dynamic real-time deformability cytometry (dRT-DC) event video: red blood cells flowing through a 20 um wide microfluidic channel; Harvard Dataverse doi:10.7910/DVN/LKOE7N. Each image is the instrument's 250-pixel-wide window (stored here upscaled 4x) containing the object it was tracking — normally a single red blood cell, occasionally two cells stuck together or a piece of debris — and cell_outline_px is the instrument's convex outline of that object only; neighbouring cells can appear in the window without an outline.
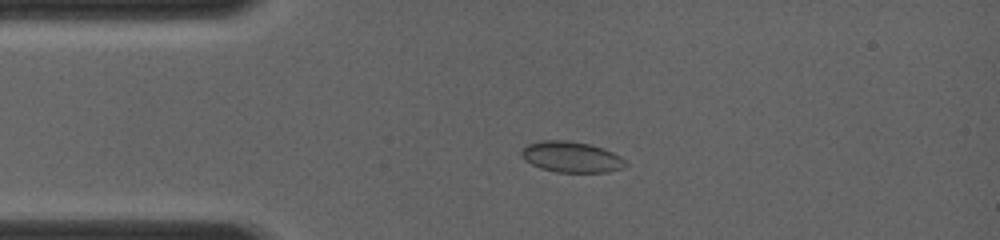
{"species": "common noctule bat (a hibernating species)", "species_latin": "Nyctalus noctula", "temperature_condition": "room temperature", "stored_images_in_passage": 5, "camera_frame_rate_fps": 4000, "um_per_image_px": 0.085, "animal": {"sex": "female", "body_mass_g": 19.0, "forearm_length_mm": 56.7}, "frame": {"image": 1, "passage_image": 4, "time_ms": 2.25, "image_size_px": [1000, 240], "cell_outline_px": [[628, 164], [620, 168], [604, 172], [556, 172], [532, 164], [520, 152], [528, 144], [540, 140], [568, 140], [592, 144], [604, 148], [620, 156]], "centroid_in_image_um": [48.6, 13.32], "position_along_channel_um": 36.4, "area_um2": 18.44}}